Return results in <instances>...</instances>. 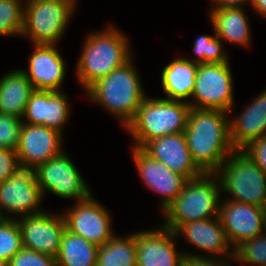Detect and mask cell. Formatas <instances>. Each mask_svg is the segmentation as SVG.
<instances>
[{
	"label": "cell",
	"mask_w": 266,
	"mask_h": 266,
	"mask_svg": "<svg viewBox=\"0 0 266 266\" xmlns=\"http://www.w3.org/2000/svg\"><path fill=\"white\" fill-rule=\"evenodd\" d=\"M227 114L223 110L190 109L184 134L194 163L205 174H215L235 151Z\"/></svg>",
	"instance_id": "1"
},
{
	"label": "cell",
	"mask_w": 266,
	"mask_h": 266,
	"mask_svg": "<svg viewBox=\"0 0 266 266\" xmlns=\"http://www.w3.org/2000/svg\"><path fill=\"white\" fill-rule=\"evenodd\" d=\"M132 62L131 58L86 89L93 101L120 117L125 127L133 120L137 109L146 98Z\"/></svg>",
	"instance_id": "2"
},
{
	"label": "cell",
	"mask_w": 266,
	"mask_h": 266,
	"mask_svg": "<svg viewBox=\"0 0 266 266\" xmlns=\"http://www.w3.org/2000/svg\"><path fill=\"white\" fill-rule=\"evenodd\" d=\"M190 109L188 101L146 97L126 126L136 141L134 147L143 148L153 139L185 132Z\"/></svg>",
	"instance_id": "3"
},
{
	"label": "cell",
	"mask_w": 266,
	"mask_h": 266,
	"mask_svg": "<svg viewBox=\"0 0 266 266\" xmlns=\"http://www.w3.org/2000/svg\"><path fill=\"white\" fill-rule=\"evenodd\" d=\"M125 37L111 24L101 33L89 34L76 65L77 77L85 89L132 58Z\"/></svg>",
	"instance_id": "4"
},
{
	"label": "cell",
	"mask_w": 266,
	"mask_h": 266,
	"mask_svg": "<svg viewBox=\"0 0 266 266\" xmlns=\"http://www.w3.org/2000/svg\"><path fill=\"white\" fill-rule=\"evenodd\" d=\"M214 176L216 174L204 173L188 180L178 197L165 209L163 227L175 232L184 223L218 217L221 184L220 180L215 182Z\"/></svg>",
	"instance_id": "5"
},
{
	"label": "cell",
	"mask_w": 266,
	"mask_h": 266,
	"mask_svg": "<svg viewBox=\"0 0 266 266\" xmlns=\"http://www.w3.org/2000/svg\"><path fill=\"white\" fill-rule=\"evenodd\" d=\"M229 157L215 173L216 177L221 174V191L233 195L228 200L266 209L265 172L242 150H235Z\"/></svg>",
	"instance_id": "6"
},
{
	"label": "cell",
	"mask_w": 266,
	"mask_h": 266,
	"mask_svg": "<svg viewBox=\"0 0 266 266\" xmlns=\"http://www.w3.org/2000/svg\"><path fill=\"white\" fill-rule=\"evenodd\" d=\"M21 35H29L34 44H55L75 8L73 0H27Z\"/></svg>",
	"instance_id": "7"
},
{
	"label": "cell",
	"mask_w": 266,
	"mask_h": 266,
	"mask_svg": "<svg viewBox=\"0 0 266 266\" xmlns=\"http://www.w3.org/2000/svg\"><path fill=\"white\" fill-rule=\"evenodd\" d=\"M233 79L229 62L199 64L191 108L223 110L233 106Z\"/></svg>",
	"instance_id": "8"
},
{
	"label": "cell",
	"mask_w": 266,
	"mask_h": 266,
	"mask_svg": "<svg viewBox=\"0 0 266 266\" xmlns=\"http://www.w3.org/2000/svg\"><path fill=\"white\" fill-rule=\"evenodd\" d=\"M42 195L48 190L61 198L86 200L90 189L67 154L62 152L34 169Z\"/></svg>",
	"instance_id": "9"
},
{
	"label": "cell",
	"mask_w": 266,
	"mask_h": 266,
	"mask_svg": "<svg viewBox=\"0 0 266 266\" xmlns=\"http://www.w3.org/2000/svg\"><path fill=\"white\" fill-rule=\"evenodd\" d=\"M218 217L228 242L235 245L230 253L231 258H234V250L240 244L257 237L263 229L266 230V209L252 204L227 200L219 205Z\"/></svg>",
	"instance_id": "10"
},
{
	"label": "cell",
	"mask_w": 266,
	"mask_h": 266,
	"mask_svg": "<svg viewBox=\"0 0 266 266\" xmlns=\"http://www.w3.org/2000/svg\"><path fill=\"white\" fill-rule=\"evenodd\" d=\"M62 134L43 125L22 122L19 134L17 157L22 169H35L61 154Z\"/></svg>",
	"instance_id": "11"
},
{
	"label": "cell",
	"mask_w": 266,
	"mask_h": 266,
	"mask_svg": "<svg viewBox=\"0 0 266 266\" xmlns=\"http://www.w3.org/2000/svg\"><path fill=\"white\" fill-rule=\"evenodd\" d=\"M96 201L91 195L79 201L63 216L68 231L100 247L114 235L111 232V217Z\"/></svg>",
	"instance_id": "12"
},
{
	"label": "cell",
	"mask_w": 266,
	"mask_h": 266,
	"mask_svg": "<svg viewBox=\"0 0 266 266\" xmlns=\"http://www.w3.org/2000/svg\"><path fill=\"white\" fill-rule=\"evenodd\" d=\"M22 246L53 256L58 255L63 232L66 228L62 215L53 216L45 212L24 215L17 219Z\"/></svg>",
	"instance_id": "13"
},
{
	"label": "cell",
	"mask_w": 266,
	"mask_h": 266,
	"mask_svg": "<svg viewBox=\"0 0 266 266\" xmlns=\"http://www.w3.org/2000/svg\"><path fill=\"white\" fill-rule=\"evenodd\" d=\"M43 199L33 169H20L0 184V212L6 210L21 216L41 213L39 204Z\"/></svg>",
	"instance_id": "14"
},
{
	"label": "cell",
	"mask_w": 266,
	"mask_h": 266,
	"mask_svg": "<svg viewBox=\"0 0 266 266\" xmlns=\"http://www.w3.org/2000/svg\"><path fill=\"white\" fill-rule=\"evenodd\" d=\"M142 149L187 180L196 179L204 174L192 159L184 132L153 139Z\"/></svg>",
	"instance_id": "15"
},
{
	"label": "cell",
	"mask_w": 266,
	"mask_h": 266,
	"mask_svg": "<svg viewBox=\"0 0 266 266\" xmlns=\"http://www.w3.org/2000/svg\"><path fill=\"white\" fill-rule=\"evenodd\" d=\"M133 160L136 162L139 175L144 183L155 192L160 193L162 198V209H165L178 197L188 181L185 177L170 170L162 162L153 159L142 148L132 151Z\"/></svg>",
	"instance_id": "16"
},
{
	"label": "cell",
	"mask_w": 266,
	"mask_h": 266,
	"mask_svg": "<svg viewBox=\"0 0 266 266\" xmlns=\"http://www.w3.org/2000/svg\"><path fill=\"white\" fill-rule=\"evenodd\" d=\"M175 236L163 226L157 231L136 233L137 266H182L184 252L176 251Z\"/></svg>",
	"instance_id": "17"
},
{
	"label": "cell",
	"mask_w": 266,
	"mask_h": 266,
	"mask_svg": "<svg viewBox=\"0 0 266 266\" xmlns=\"http://www.w3.org/2000/svg\"><path fill=\"white\" fill-rule=\"evenodd\" d=\"M27 79L36 90L59 91L65 76V63L54 44H34Z\"/></svg>",
	"instance_id": "18"
},
{
	"label": "cell",
	"mask_w": 266,
	"mask_h": 266,
	"mask_svg": "<svg viewBox=\"0 0 266 266\" xmlns=\"http://www.w3.org/2000/svg\"><path fill=\"white\" fill-rule=\"evenodd\" d=\"M23 116L27 119L26 124L43 125L61 133L63 124L69 117L66 95L60 91L35 89Z\"/></svg>",
	"instance_id": "19"
},
{
	"label": "cell",
	"mask_w": 266,
	"mask_h": 266,
	"mask_svg": "<svg viewBox=\"0 0 266 266\" xmlns=\"http://www.w3.org/2000/svg\"><path fill=\"white\" fill-rule=\"evenodd\" d=\"M229 127L235 150H243L254 140L266 136V90L238 118L229 121Z\"/></svg>",
	"instance_id": "20"
},
{
	"label": "cell",
	"mask_w": 266,
	"mask_h": 266,
	"mask_svg": "<svg viewBox=\"0 0 266 266\" xmlns=\"http://www.w3.org/2000/svg\"><path fill=\"white\" fill-rule=\"evenodd\" d=\"M175 233L185 235L188 242L212 255L229 254V242L219 217L184 223Z\"/></svg>",
	"instance_id": "21"
},
{
	"label": "cell",
	"mask_w": 266,
	"mask_h": 266,
	"mask_svg": "<svg viewBox=\"0 0 266 266\" xmlns=\"http://www.w3.org/2000/svg\"><path fill=\"white\" fill-rule=\"evenodd\" d=\"M35 88L23 70H15L0 79V113L23 117Z\"/></svg>",
	"instance_id": "22"
},
{
	"label": "cell",
	"mask_w": 266,
	"mask_h": 266,
	"mask_svg": "<svg viewBox=\"0 0 266 266\" xmlns=\"http://www.w3.org/2000/svg\"><path fill=\"white\" fill-rule=\"evenodd\" d=\"M198 65L189 59H177L164 67L161 80L166 99L181 101L192 97Z\"/></svg>",
	"instance_id": "23"
},
{
	"label": "cell",
	"mask_w": 266,
	"mask_h": 266,
	"mask_svg": "<svg viewBox=\"0 0 266 266\" xmlns=\"http://www.w3.org/2000/svg\"><path fill=\"white\" fill-rule=\"evenodd\" d=\"M244 10L239 8H213L210 19L215 34L221 40L249 45L250 29Z\"/></svg>",
	"instance_id": "24"
},
{
	"label": "cell",
	"mask_w": 266,
	"mask_h": 266,
	"mask_svg": "<svg viewBox=\"0 0 266 266\" xmlns=\"http://www.w3.org/2000/svg\"><path fill=\"white\" fill-rule=\"evenodd\" d=\"M98 249V246L65 228L55 257L56 266H97Z\"/></svg>",
	"instance_id": "25"
},
{
	"label": "cell",
	"mask_w": 266,
	"mask_h": 266,
	"mask_svg": "<svg viewBox=\"0 0 266 266\" xmlns=\"http://www.w3.org/2000/svg\"><path fill=\"white\" fill-rule=\"evenodd\" d=\"M136 233L127 238L113 236L97 252V266H137Z\"/></svg>",
	"instance_id": "26"
},
{
	"label": "cell",
	"mask_w": 266,
	"mask_h": 266,
	"mask_svg": "<svg viewBox=\"0 0 266 266\" xmlns=\"http://www.w3.org/2000/svg\"><path fill=\"white\" fill-rule=\"evenodd\" d=\"M22 246L21 231L17 219L0 220V266H5Z\"/></svg>",
	"instance_id": "27"
},
{
	"label": "cell",
	"mask_w": 266,
	"mask_h": 266,
	"mask_svg": "<svg viewBox=\"0 0 266 266\" xmlns=\"http://www.w3.org/2000/svg\"><path fill=\"white\" fill-rule=\"evenodd\" d=\"M19 0H0V35L22 34L25 9Z\"/></svg>",
	"instance_id": "28"
},
{
	"label": "cell",
	"mask_w": 266,
	"mask_h": 266,
	"mask_svg": "<svg viewBox=\"0 0 266 266\" xmlns=\"http://www.w3.org/2000/svg\"><path fill=\"white\" fill-rule=\"evenodd\" d=\"M221 46V41L216 34L215 37L201 35L194 42V52L197 59L190 61L197 64L228 62L226 53L221 49Z\"/></svg>",
	"instance_id": "29"
},
{
	"label": "cell",
	"mask_w": 266,
	"mask_h": 266,
	"mask_svg": "<svg viewBox=\"0 0 266 266\" xmlns=\"http://www.w3.org/2000/svg\"><path fill=\"white\" fill-rule=\"evenodd\" d=\"M253 239L244 241L234 250V259L244 264L266 266V230Z\"/></svg>",
	"instance_id": "30"
},
{
	"label": "cell",
	"mask_w": 266,
	"mask_h": 266,
	"mask_svg": "<svg viewBox=\"0 0 266 266\" xmlns=\"http://www.w3.org/2000/svg\"><path fill=\"white\" fill-rule=\"evenodd\" d=\"M22 118L0 113V148L16 150L19 141Z\"/></svg>",
	"instance_id": "31"
},
{
	"label": "cell",
	"mask_w": 266,
	"mask_h": 266,
	"mask_svg": "<svg viewBox=\"0 0 266 266\" xmlns=\"http://www.w3.org/2000/svg\"><path fill=\"white\" fill-rule=\"evenodd\" d=\"M5 266H56L53 256L22 248Z\"/></svg>",
	"instance_id": "32"
},
{
	"label": "cell",
	"mask_w": 266,
	"mask_h": 266,
	"mask_svg": "<svg viewBox=\"0 0 266 266\" xmlns=\"http://www.w3.org/2000/svg\"><path fill=\"white\" fill-rule=\"evenodd\" d=\"M20 169L16 150L0 148V184Z\"/></svg>",
	"instance_id": "33"
},
{
	"label": "cell",
	"mask_w": 266,
	"mask_h": 266,
	"mask_svg": "<svg viewBox=\"0 0 266 266\" xmlns=\"http://www.w3.org/2000/svg\"><path fill=\"white\" fill-rule=\"evenodd\" d=\"M242 151L245 152L266 174V136L254 140Z\"/></svg>",
	"instance_id": "34"
},
{
	"label": "cell",
	"mask_w": 266,
	"mask_h": 266,
	"mask_svg": "<svg viewBox=\"0 0 266 266\" xmlns=\"http://www.w3.org/2000/svg\"><path fill=\"white\" fill-rule=\"evenodd\" d=\"M215 256V259L212 258H205L206 256H200V255H192L191 254H184V257L182 259V266H230L227 262L226 259H224L223 261L221 260V258H217L216 254L213 255ZM218 261H217V259ZM226 260V261H225Z\"/></svg>",
	"instance_id": "35"
},
{
	"label": "cell",
	"mask_w": 266,
	"mask_h": 266,
	"mask_svg": "<svg viewBox=\"0 0 266 266\" xmlns=\"http://www.w3.org/2000/svg\"><path fill=\"white\" fill-rule=\"evenodd\" d=\"M216 1V7L215 8H239L242 4L245 2L251 3L252 0H214Z\"/></svg>",
	"instance_id": "36"
},
{
	"label": "cell",
	"mask_w": 266,
	"mask_h": 266,
	"mask_svg": "<svg viewBox=\"0 0 266 266\" xmlns=\"http://www.w3.org/2000/svg\"><path fill=\"white\" fill-rule=\"evenodd\" d=\"M251 4L254 6L255 11L259 12L261 16L266 17V0H252Z\"/></svg>",
	"instance_id": "37"
},
{
	"label": "cell",
	"mask_w": 266,
	"mask_h": 266,
	"mask_svg": "<svg viewBox=\"0 0 266 266\" xmlns=\"http://www.w3.org/2000/svg\"><path fill=\"white\" fill-rule=\"evenodd\" d=\"M3 218H4V216H2V215H1V212H0V220L3 219Z\"/></svg>",
	"instance_id": "38"
}]
</instances>
